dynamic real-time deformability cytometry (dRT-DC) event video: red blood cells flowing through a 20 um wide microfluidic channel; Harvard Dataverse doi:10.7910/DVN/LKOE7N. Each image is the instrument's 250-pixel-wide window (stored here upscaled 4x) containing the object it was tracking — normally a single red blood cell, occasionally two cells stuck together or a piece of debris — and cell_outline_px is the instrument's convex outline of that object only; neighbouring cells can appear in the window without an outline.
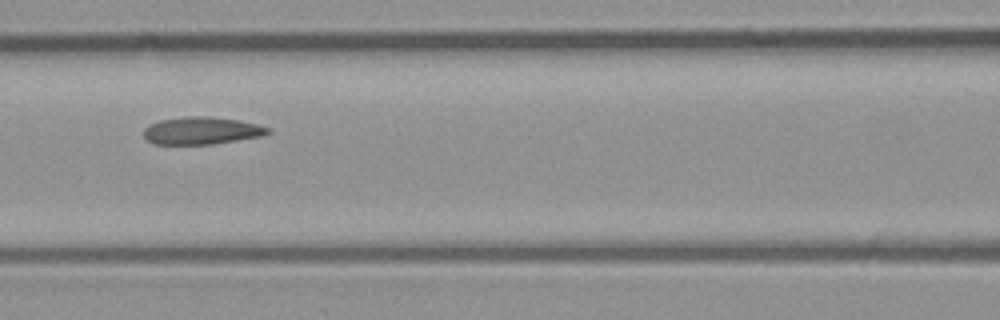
{"species": "common noctule bat (a hibernating species)", "species_latin": "Nyctalus noctula", "temperature_condition": "room temperature", "stored_images_in_passage": 5, "camera_frame_rate_fps": 3000, "um_per_image_px": 0.085, "animal": {"sex": "male", "body_mass_g": 23.1, "forearm_length_mm": 52.7}, "frame": {"image": 1, "passage_image": 5, "time_ms": 1.333, "image_size_px": [1000, 320], "cell_outline_px": [[272, 132], [264, 136], [212, 144], [152, 144], [144, 136], [144, 128], [160, 120], [188, 116], [208, 116], [240, 120], [272, 128]], "centroid_in_image_um": [17.2, 11.11], "position_along_channel_um": 149.4, "area_um2": 19.94}}